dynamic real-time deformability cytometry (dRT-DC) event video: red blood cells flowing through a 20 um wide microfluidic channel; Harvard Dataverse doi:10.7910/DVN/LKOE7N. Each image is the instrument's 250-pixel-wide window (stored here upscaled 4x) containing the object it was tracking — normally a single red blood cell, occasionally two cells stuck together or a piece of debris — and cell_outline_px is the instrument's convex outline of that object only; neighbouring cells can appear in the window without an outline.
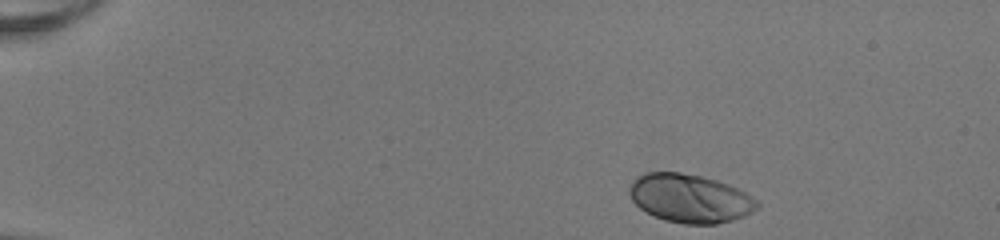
{"species": "human", "species_latin": "Homo sapiens", "temperature_condition": "room temperature", "stored_images_in_passage": 38, "camera_frame_rate_fps": 3000, "um_per_image_px": 0.085, "donor": {"sex": "female"}, "frame": {"image": 1, "passage_image": 1, "time_ms": 0.0, "image_size_px": [1000, 240], "cell_outline_px": [[760, 208], [744, 216], [732, 220], [716, 224], [684, 224], [664, 220], [640, 208], [632, 200], [628, 192], [628, 188], [632, 180], [636, 176], [644, 172], [680, 172], [700, 176], [716, 180], [728, 184], [752, 196], [760, 204]], "centroid_in_image_um": [58.63, 16.85], "position_along_channel_um": 26.4, "area_um2": 36.24}}
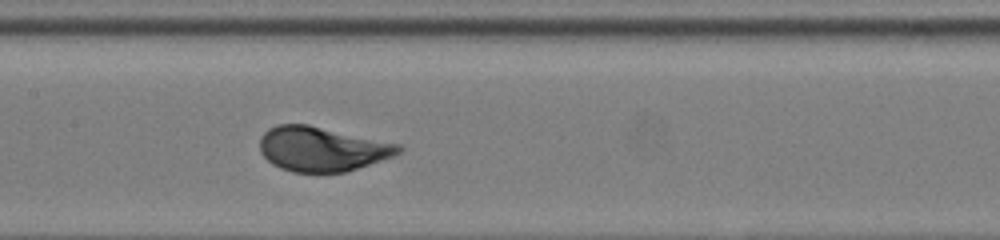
{"frame": {"image": 2, "passage_image": 20, "time_ms": 6.333, "image_size_px": [1000, 240], "cell_outline_px": [[404, 148], [400, 152], [392, 156], [344, 172], [292, 172], [280, 168], [272, 164], [260, 152], [260, 136], [268, 128], [276, 124], [308, 124], [400, 144]], "centroid_in_image_um": [27.32, 12.65], "position_along_channel_um": 180.1, "area_um2": 35.89}}
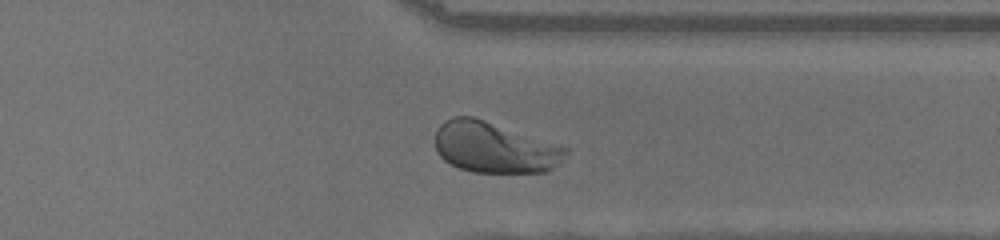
{"frame": {"image": 3, "passage_image": 34, "time_ms": 11.0, "image_size_px": [1000, 240], "cell_outline_px": [[572, 148], [548, 172], [472, 172], [460, 168], [444, 160], [436, 152], [436, 132], [440, 124], [444, 120], [452, 116], [472, 116], [568, 144]], "centroid_in_image_um": [42.12, 12.5], "position_along_channel_um": 369.3, "area_um2": 39.71}, "authors_computed_cell_mechanics": {"area_um2": 35.8649, "velocity_mm_per_s": 4.0534, "shape_relaxation_time_tau1_ms": 1.8229, "shape_relaxation_time_tau2_ms": null, "deformation_change_tau1": 0.1281, "deformation_change_tau2": null}}